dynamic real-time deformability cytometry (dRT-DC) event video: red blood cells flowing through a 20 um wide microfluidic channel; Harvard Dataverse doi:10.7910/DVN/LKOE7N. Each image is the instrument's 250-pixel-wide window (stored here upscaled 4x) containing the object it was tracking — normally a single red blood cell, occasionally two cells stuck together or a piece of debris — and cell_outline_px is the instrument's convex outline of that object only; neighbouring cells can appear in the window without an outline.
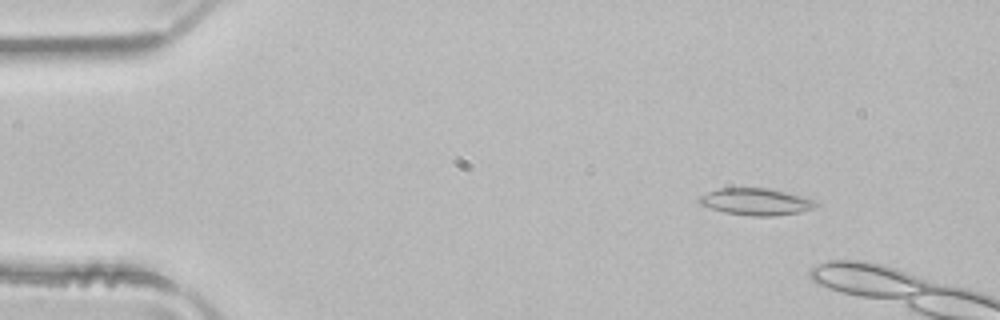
{"species": "common noctule bat (a hibernating species)", "species_latin": "Nyctalus noctula", "temperature_condition": "room temperature", "stored_images_in_passage": 10, "camera_frame_rate_fps": 3000, "um_per_image_px": 0.085, "animal": {"sex": "male", "body_mass_g": 21.5, "forearm_length_mm": 52.0}, "frame": {"image": 1, "passage_image": 6, "time_ms": 1.667, "image_size_px": [1000, 320], "cell_outline_px": [[820, 204], [812, 208], [800, 212], [772, 216], [748, 216], [724, 212], [700, 204], [696, 200], [700, 196], [708, 192], [720, 188], [768, 188], [820, 200]], "centroid_in_image_um": [64.3, 17.14], "position_along_channel_um": 20.7, "area_um2": 18.38}}